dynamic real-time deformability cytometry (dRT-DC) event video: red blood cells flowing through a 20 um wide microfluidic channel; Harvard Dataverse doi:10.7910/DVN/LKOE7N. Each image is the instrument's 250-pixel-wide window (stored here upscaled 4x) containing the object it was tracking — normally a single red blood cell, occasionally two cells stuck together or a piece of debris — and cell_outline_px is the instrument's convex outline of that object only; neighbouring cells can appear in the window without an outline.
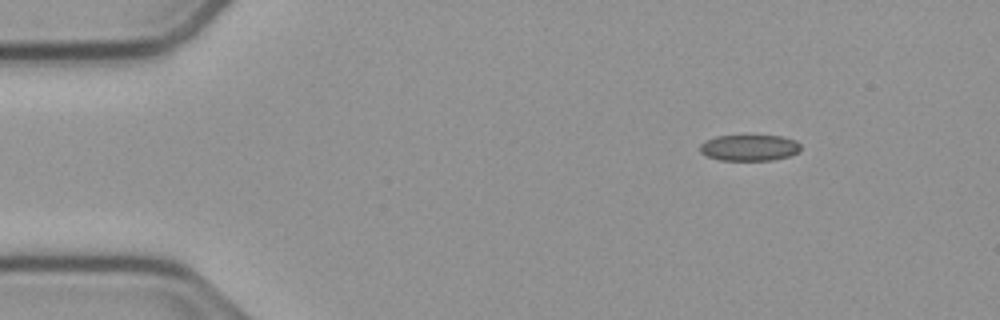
{"species": "common noctule bat (a hibernating species)", "species_latin": "Nyctalus noctula", "temperature_condition": "cold", "stored_images_in_passage": 16, "camera_frame_rate_fps": 3000, "um_per_image_px": 0.085, "animal": {"sex": "male", "body_mass_g": 23.1, "forearm_length_mm": 52.7}, "frame": {"image": 1, "passage_image": 7, "time_ms": 2.0, "image_size_px": [1000, 320], "cell_outline_px": [[800, 152], [788, 156], [772, 160], [720, 160], [708, 156], [700, 152], [700, 144], [704, 140], [716, 136], [780, 136], [796, 140], [800, 144]], "centroid_in_image_um": [63.69, 12.55], "position_along_channel_um": 21.3, "area_um2": 15.32}}